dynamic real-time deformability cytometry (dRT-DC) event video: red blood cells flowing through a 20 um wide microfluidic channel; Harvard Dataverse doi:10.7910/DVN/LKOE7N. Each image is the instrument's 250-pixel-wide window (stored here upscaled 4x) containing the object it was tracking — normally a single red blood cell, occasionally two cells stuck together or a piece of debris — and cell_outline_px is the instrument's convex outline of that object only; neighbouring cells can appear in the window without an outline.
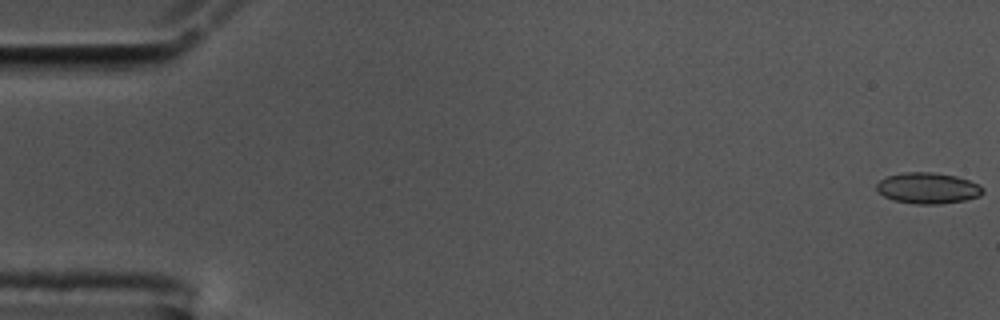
{"species": "common noctule bat (a hibernating species)", "species_latin": "Nyctalus noctula", "temperature_condition": "cold", "stored_images_in_passage": 13, "camera_frame_rate_fps": 3000, "um_per_image_px": 0.085, "animal": {"sex": "male", "body_mass_g": 17.5, "forearm_length_mm": 52.3}, "frame": {"image": 1, "passage_image": 1, "time_ms": 0.0, "image_size_px": [1000, 320], "cell_outline_px": [[984, 192], [980, 196], [964, 200], [940, 204], [916, 204], [896, 200], [884, 196], [876, 188], [876, 184], [880, 180], [888, 176], [908, 172], [932, 172], [956, 176], [980, 184], [984, 188]], "centroid_in_image_um": [78.91, 15.99], "position_along_channel_um": 6.1, "area_um2": 19.07}}